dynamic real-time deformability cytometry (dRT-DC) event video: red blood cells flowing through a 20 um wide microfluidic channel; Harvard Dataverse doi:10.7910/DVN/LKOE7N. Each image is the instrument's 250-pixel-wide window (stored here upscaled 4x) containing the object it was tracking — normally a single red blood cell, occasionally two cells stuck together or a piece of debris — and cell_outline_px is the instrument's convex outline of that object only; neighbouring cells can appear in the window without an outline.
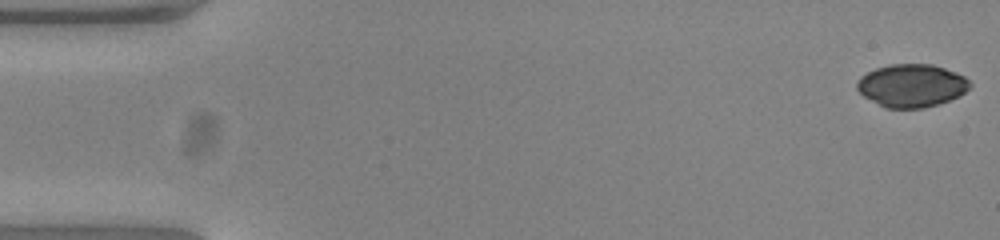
{"species": "common noctule bat (a hibernating species)", "species_latin": "Nyctalus noctula", "temperature_condition": "warm", "stored_images_in_passage": 52, "camera_frame_rate_fps": 3000, "um_per_image_px": 0.085, "animal": {"sex": "female", "body_mass_g": 23.0, "forearm_length_mm": 53.4}, "frame": {"image": 1, "passage_image": 1, "time_ms": 0.0, "image_size_px": [1000, 240], "cell_outline_px": [[972, 84], [960, 96], [924, 108], [884, 108], [864, 96], [856, 88], [856, 84], [860, 76], [876, 68], [892, 64], [932, 64], [956, 72], [964, 76]], "centroid_in_image_um": [77.48, 7.27], "position_along_channel_um": 7.5, "area_um2": 28.15}}
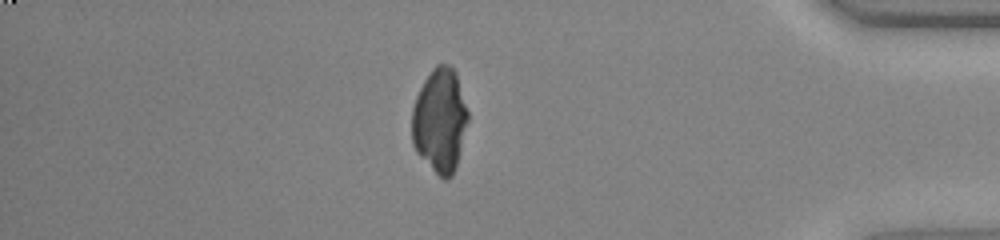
{"frame": {"image": 2, "passage_image": 45, "time_ms": 14.667, "image_size_px": [1000, 240], "cell_outline_px": [[468, 120], [456, 164], [452, 176], [448, 180], [444, 180], [416, 152], [412, 144], [412, 108], [416, 96], [424, 80], [432, 68], [436, 64], [448, 64], [456, 72], [468, 112]], "centroid_in_image_um": [37.37, 10.21], "position_along_channel_um": 397.8, "area_um2": 33.76}}
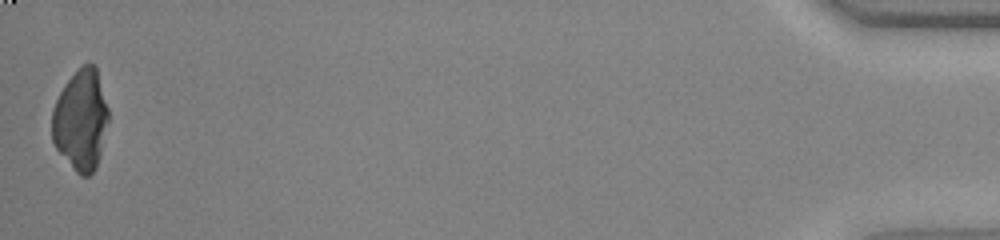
{"frame": {"image": 3, "passage_image": 52, "time_ms": 17.0, "image_size_px": [1000, 240], "cell_outline_px": [[108, 120], [100, 156], [96, 168], [88, 176], [80, 176], [76, 172], [56, 148], [52, 140], [52, 112], [56, 100], [64, 84], [84, 64], [96, 64], [108, 108]], "centroid_in_image_um": [6.88, 10.21], "position_along_channel_um": 428.3, "area_um2": 33.0}}